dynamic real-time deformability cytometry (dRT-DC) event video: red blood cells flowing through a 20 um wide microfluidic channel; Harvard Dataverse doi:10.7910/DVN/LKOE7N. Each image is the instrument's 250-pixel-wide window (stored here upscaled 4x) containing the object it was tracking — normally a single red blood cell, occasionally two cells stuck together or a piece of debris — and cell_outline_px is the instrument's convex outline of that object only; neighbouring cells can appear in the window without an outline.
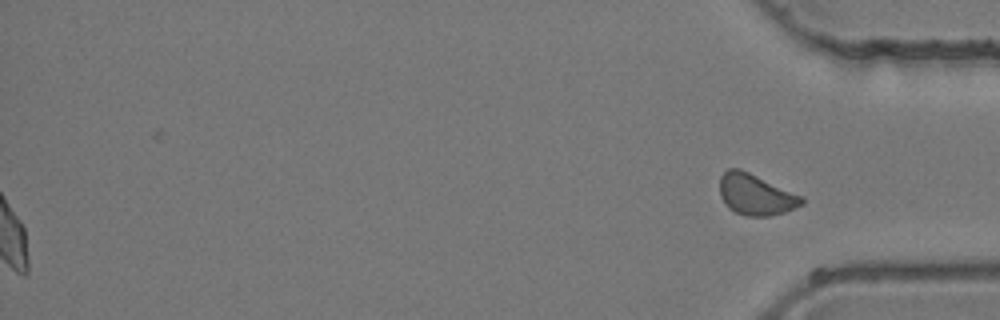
{"species": "common noctule bat (a hibernating species)", "species_latin": "Nyctalus noctula", "temperature_condition": "room temperature", "stored_images_in_passage": 41, "segment_of_instrument_passage": [2, 2], "camera_frame_rate_fps": 3000, "um_per_image_px": 0.085, "animal": {"sex": "female", "body_mass_g": 24.6, "forearm_length_mm": 56.2}, "frame": {"image": 1, "passage_image": 41, "time_ms": 13.333, "image_size_px": [1000, 320], "cell_outline_px": [[804, 204], [784, 212], [768, 216], [744, 216], [728, 208], [720, 196], [720, 176], [728, 168], [740, 168], [804, 196]], "centroid_in_image_um": [64.24, 16.53], "position_along_channel_um": 371.0, "area_um2": 19.77}}